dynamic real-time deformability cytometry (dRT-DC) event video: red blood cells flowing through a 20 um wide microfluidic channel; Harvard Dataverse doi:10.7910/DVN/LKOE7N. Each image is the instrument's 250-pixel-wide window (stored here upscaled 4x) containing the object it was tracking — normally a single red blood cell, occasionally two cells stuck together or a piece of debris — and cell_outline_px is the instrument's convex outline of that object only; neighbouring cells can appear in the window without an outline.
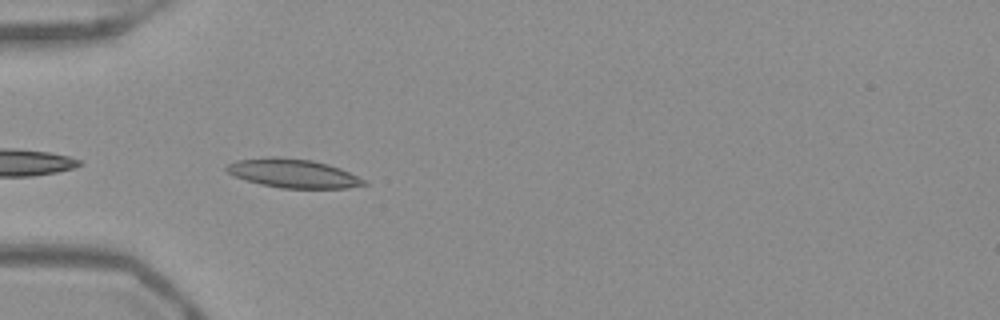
{"species": "Egyptian fruit bat (a non-hibernating species)", "species_latin": "Rousettus aegyptiacus", "temperature_condition": "warm", "stored_images_in_passage": 36, "camera_frame_rate_fps": 3000, "um_per_image_px": 0.085, "frame": {"image": 1, "passage_image": 2, "time_ms": 0.333, "image_size_px": [1000, 320], "cell_outline_px": [[368, 184], [348, 188], [280, 188], [260, 184], [232, 176], [224, 168], [228, 164], [236, 160], [272, 156], [276, 156], [312, 160], [328, 164], [340, 168], [368, 180]], "centroid_in_image_um": [24.92, 14.73], "position_along_channel_um": 60.1, "area_um2": 23.29}}
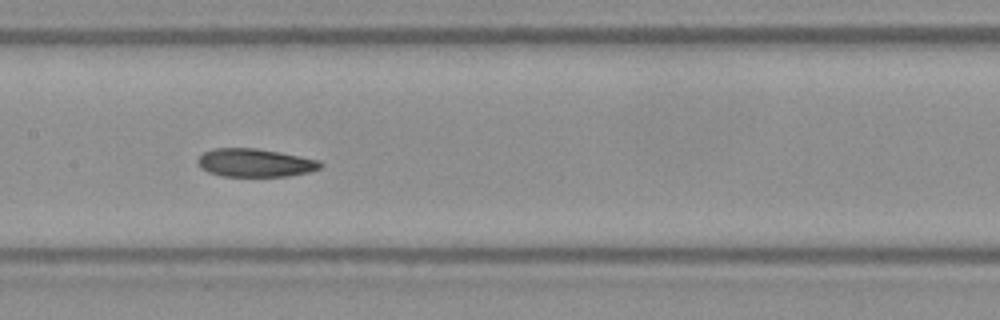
{"frame": {"image": 2, "passage_image": 12, "time_ms": 3.667, "image_size_px": [1000, 320], "cell_outline_px": [[324, 164], [320, 168], [308, 172], [288, 176], [220, 176], [208, 172], [200, 168], [196, 164], [196, 160], [204, 152], [212, 148], [256, 148], [280, 152], [320, 160]], "centroid_in_image_um": [21.65, 13.83], "position_along_channel_um": 185.8, "area_um2": 20.35}}
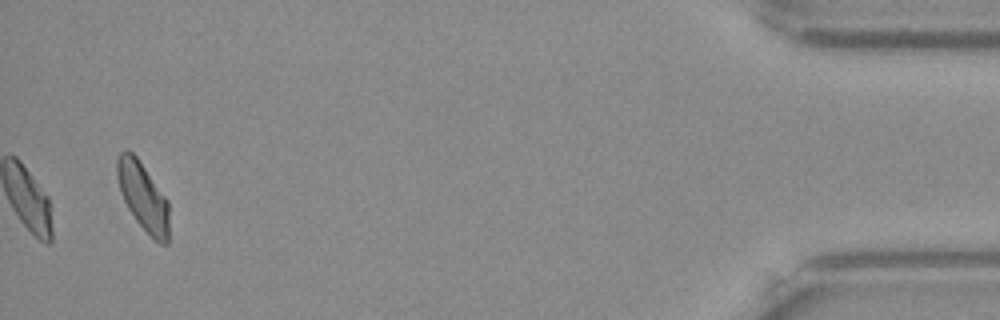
{"frame": {"image": 3, "passage_image": 36, "time_ms": 11.667, "image_size_px": [1000, 320], "cell_outline_px": [[168, 244], [160, 244], [136, 220], [128, 208], [120, 192], [116, 176], [116, 160], [120, 152], [124, 148], [128, 148], [136, 156], [168, 200]], "centroid_in_image_um": [12.13, 16.65], "position_along_channel_um": 423.1, "area_um2": 20.52}, "authors_computed_cell_mechanics": {"area_um2": 20.3745, "velocity_mm_per_s": 3.9175, "shape_relaxation_time_tau1_ms": null, "shape_relaxation_time_tau2_ms": 5.0545, "deformation_change_tau1": null, "deformation_change_tau2": 0.1077}}